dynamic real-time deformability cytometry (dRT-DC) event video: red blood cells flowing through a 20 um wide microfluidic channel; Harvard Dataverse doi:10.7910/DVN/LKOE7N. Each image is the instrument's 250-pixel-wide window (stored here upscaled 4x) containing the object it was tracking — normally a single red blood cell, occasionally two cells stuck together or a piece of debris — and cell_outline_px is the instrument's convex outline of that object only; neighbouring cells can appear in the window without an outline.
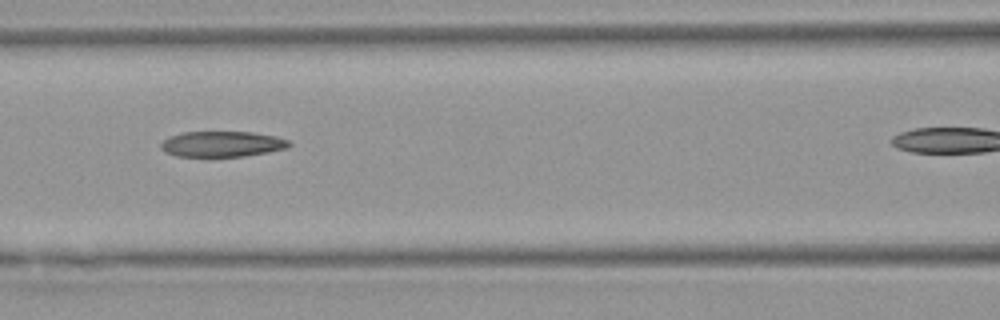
{"species": "Egyptian fruit bat (a non-hibernating species)", "species_latin": "Rousettus aegyptiacus", "temperature_condition": "warm", "stored_images_in_passage": 7, "camera_frame_rate_fps": 3000, "um_per_image_px": 0.085, "animal": {"sex": "female"}, "frame": {"image": 1, "passage_image": 4, "time_ms": 4.333, "image_size_px": [1000, 320], "cell_outline_px": [[292, 144], [288, 148], [268, 152], [244, 156], [212, 160], [208, 160], [176, 156], [164, 152], [160, 148], [160, 144], [168, 136], [184, 132], [252, 132], [276, 136], [288, 140]], "centroid_in_image_um": [18.82, 12.3], "position_along_channel_um": 147.8, "area_um2": 20.23}}
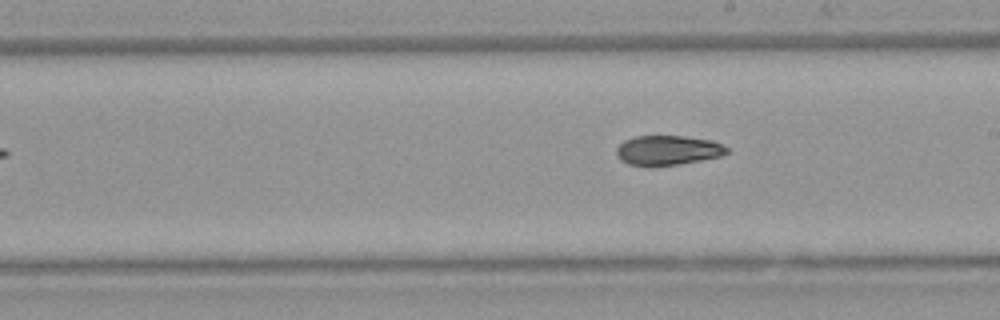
{"frame": {"image": 2, "passage_image": 7, "time_ms": 8.0, "image_size_px": [1000, 320], "cell_outline_px": [[728, 152], [720, 156], [700, 160], [676, 164], [628, 164], [620, 160], [616, 156], [616, 148], [624, 140], [636, 136], [684, 136], [712, 140], [728, 148]], "centroid_in_image_um": [56.75, 12.74], "position_along_channel_um": 232.3, "area_um2": 18.61}}